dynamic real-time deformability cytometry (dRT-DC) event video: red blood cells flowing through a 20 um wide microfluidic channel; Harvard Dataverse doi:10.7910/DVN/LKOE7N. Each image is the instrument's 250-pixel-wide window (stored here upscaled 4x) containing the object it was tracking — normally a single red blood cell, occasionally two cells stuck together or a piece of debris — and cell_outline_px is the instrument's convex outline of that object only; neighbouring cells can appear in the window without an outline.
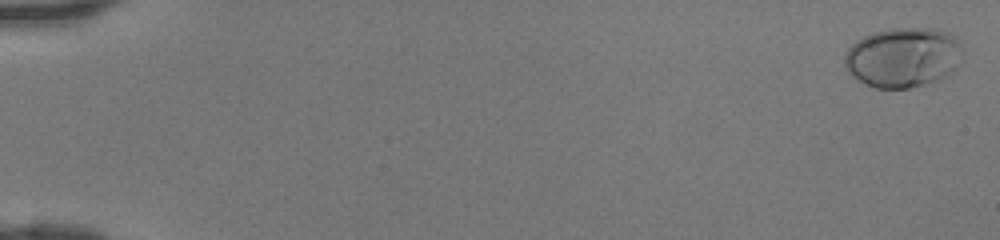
{"species": "human", "species_latin": "Homo sapiens", "temperature_condition": "room temperature", "stored_images_in_passage": 46, "camera_frame_rate_fps": 3000, "um_per_image_px": 0.085, "donor": {"sex": "female"}, "frame": {"image": 1, "passage_image": 1, "time_ms": 0.0, "image_size_px": [1000, 240], "cell_outline_px": [[964, 60], [956, 68], [936, 80], [924, 84], [908, 88], [876, 88], [852, 76], [848, 72], [844, 64], [844, 52], [856, 40], [872, 32], [892, 28], [936, 28], [948, 32], [956, 36], [964, 52]], "centroid_in_image_um": [76.78, 4.85], "position_along_channel_um": 8.2, "area_um2": 41.62}}
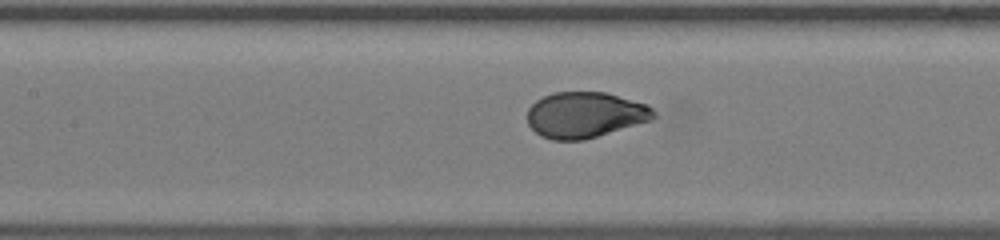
{"frame": {"image": 2, "passage_image": 23, "time_ms": 7.333, "image_size_px": [1000, 240], "cell_outline_px": [[656, 116], [652, 120], [584, 140], [552, 140], [540, 136], [528, 124], [528, 108], [536, 100], [552, 92], [604, 92], [648, 104], [656, 112]], "centroid_in_image_um": [49.74, 9.76], "position_along_channel_um": 157.7, "area_um2": 33.81}}
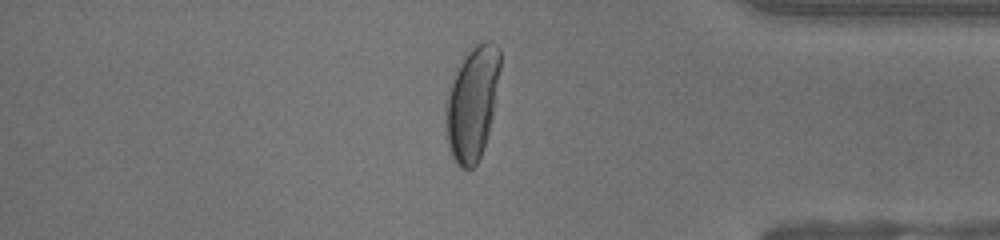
{"frame": {"image": 3, "passage_image": 40, "time_ms": 13.0, "image_size_px": [1000, 240], "cell_outline_px": [[500, 68], [492, 116], [484, 148], [476, 164], [472, 168], [460, 168], [456, 164], [448, 148], [444, 124], [444, 104], [448, 88], [456, 68], [460, 60], [468, 48], [484, 40], [492, 40], [500, 48]], "centroid_in_image_um": [40.09, 8.72], "position_along_channel_um": 395.1, "area_um2": 36.88}}